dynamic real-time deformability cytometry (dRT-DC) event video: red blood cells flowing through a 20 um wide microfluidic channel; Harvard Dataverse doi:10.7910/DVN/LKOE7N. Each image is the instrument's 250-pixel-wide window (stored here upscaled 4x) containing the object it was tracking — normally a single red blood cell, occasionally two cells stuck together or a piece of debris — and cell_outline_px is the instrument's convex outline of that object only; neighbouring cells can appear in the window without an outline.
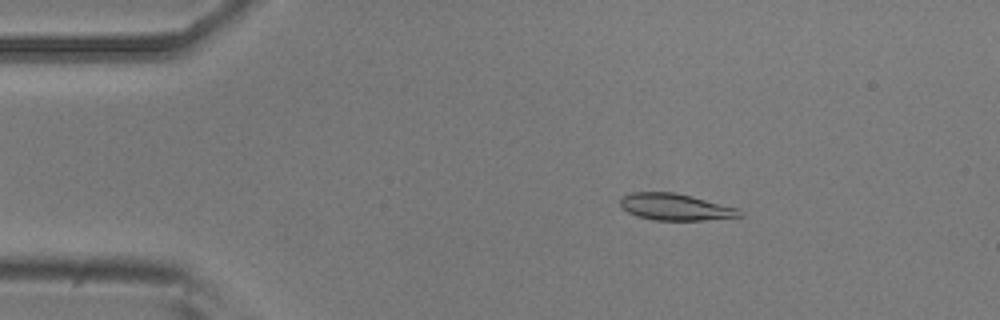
{"species": "common noctule bat (a hibernating species)", "species_latin": "Nyctalus noctula", "temperature_condition": "room temperature", "stored_images_in_passage": 4, "camera_frame_rate_fps": 3000, "um_per_image_px": 0.085, "animal": {"sex": "male", "body_mass_g": 20.5, "forearm_length_mm": 52.5}, "frame": {"image": 1, "passage_image": 3, "time_ms": 0.667, "image_size_px": [1000, 320], "cell_outline_px": [[744, 216], [704, 220], [656, 220], [640, 216], [628, 212], [620, 208], [620, 200], [624, 196], [632, 192], [672, 192], [692, 196], [736, 208], [744, 212]], "centroid_in_image_um": [57.41, 17.59], "position_along_channel_um": 27.6, "area_um2": 18.38}}